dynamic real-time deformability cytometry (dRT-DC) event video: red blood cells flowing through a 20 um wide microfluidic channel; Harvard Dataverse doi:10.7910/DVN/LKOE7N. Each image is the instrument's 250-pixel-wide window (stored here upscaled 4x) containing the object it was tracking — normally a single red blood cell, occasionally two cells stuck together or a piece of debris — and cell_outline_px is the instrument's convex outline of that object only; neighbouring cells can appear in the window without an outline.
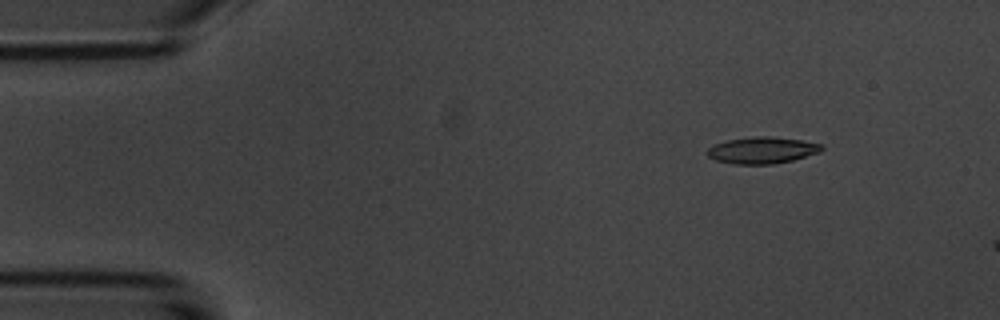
{"species": "common noctule bat (a hibernating species)", "species_latin": "Nyctalus noctula", "temperature_condition": "room temperature", "stored_images_in_passage": 4, "camera_frame_rate_fps": 3000, "um_per_image_px": 0.085, "animal": {"sex": "male", "body_mass_g": 20.1, "forearm_length_mm": 53.5}, "frame": {"image": 1, "passage_image": 2, "time_ms": 1.0, "image_size_px": [1000, 320], "cell_outline_px": [[824, 148], [820, 152], [792, 160], [772, 164], [732, 164], [716, 160], [708, 156], [704, 152], [708, 148], [716, 144], [728, 140], [756, 136], [772, 136], [800, 140], [824, 144]], "centroid_in_image_um": [64.79, 12.77], "position_along_channel_um": 20.2, "area_um2": 17.74}}